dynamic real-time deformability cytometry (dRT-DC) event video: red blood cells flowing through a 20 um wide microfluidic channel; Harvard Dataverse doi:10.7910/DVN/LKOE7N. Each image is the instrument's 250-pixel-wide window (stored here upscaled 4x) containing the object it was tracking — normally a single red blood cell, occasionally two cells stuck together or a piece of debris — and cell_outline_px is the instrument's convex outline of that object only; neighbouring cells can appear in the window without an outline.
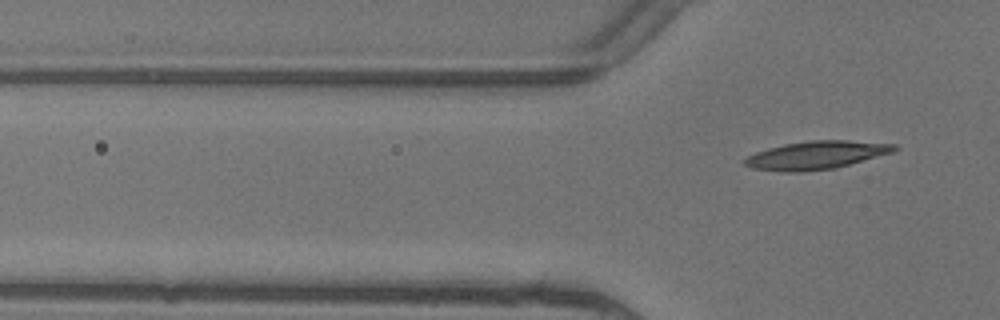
{"species": "common noctule bat (a hibernating species)", "species_latin": "Nyctalus noctula", "temperature_condition": "warm", "stored_images_in_passage": 7, "segment_of_instrument_passage": [2, 2], "camera_frame_rate_fps": 3000, "um_per_image_px": 0.085, "animal": {"sex": "female"}, "frame": {"image": 1, "passage_image": 7, "time_ms": 2.0, "image_size_px": [1000, 320], "cell_outline_px": [[900, 148], [892, 152], [836, 168], [804, 172], [784, 172], [752, 168], [744, 164], [744, 160], [748, 156], [756, 152], [768, 148], [784, 144], [808, 140], [848, 140], [896, 144]], "centroid_in_image_um": [69.39, 13.18], "position_along_channel_um": 56.4, "area_um2": 24.57}}